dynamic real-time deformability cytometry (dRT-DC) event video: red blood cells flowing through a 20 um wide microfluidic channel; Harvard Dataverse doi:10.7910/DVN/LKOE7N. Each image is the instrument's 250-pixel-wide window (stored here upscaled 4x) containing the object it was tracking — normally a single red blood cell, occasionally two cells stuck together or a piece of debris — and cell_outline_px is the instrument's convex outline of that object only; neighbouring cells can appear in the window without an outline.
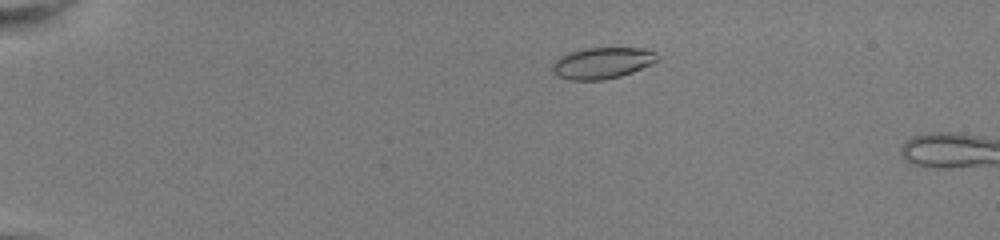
{"species": "common noctule bat (a hibernating species)", "species_latin": "Nyctalus noctula", "temperature_condition": "room temperature", "stored_images_in_passage": 16, "camera_frame_rate_fps": 3000, "um_per_image_px": 0.085, "animal": {"sex": "female", "body_mass_g": 22.0, "forearm_length_mm": 56.7}, "frame": {"image": 1, "passage_image": 10, "time_ms": 3.0, "image_size_px": [1000, 240], "cell_outline_px": [[660, 60], [652, 64], [632, 72], [620, 76], [604, 80], [568, 80], [552, 72], [552, 64], [560, 56], [568, 52], [584, 48], [644, 48], [656, 52], [660, 56]], "centroid_in_image_um": [51.22, 5.35], "position_along_channel_um": 33.8, "area_um2": 19.36}}